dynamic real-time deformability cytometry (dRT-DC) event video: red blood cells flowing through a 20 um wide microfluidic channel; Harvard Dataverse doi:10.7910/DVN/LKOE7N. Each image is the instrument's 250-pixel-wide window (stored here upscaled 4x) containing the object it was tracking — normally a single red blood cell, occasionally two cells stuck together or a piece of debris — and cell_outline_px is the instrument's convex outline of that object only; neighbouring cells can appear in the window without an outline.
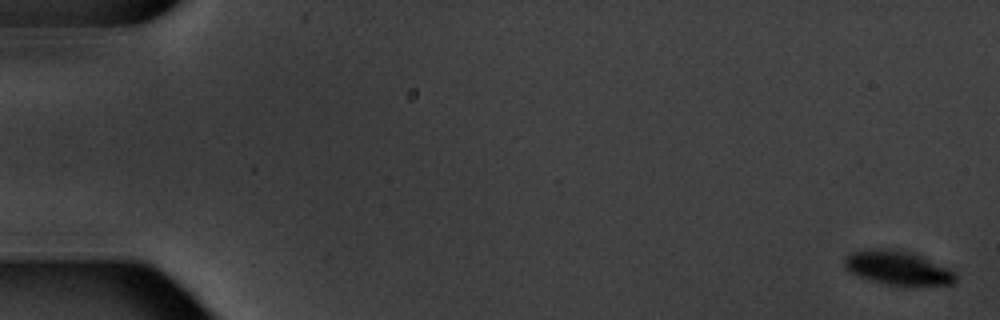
{"species": "common noctule bat (a hibernating species)", "species_latin": "Nyctalus noctula", "temperature_condition": "warm", "stored_images_in_passage": 7, "camera_frame_rate_fps": 3000, "um_per_image_px": 0.085, "animal": {"sex": "male", "body_mass_g": 20.1, "forearm_length_mm": 53.5}, "frame": {"image": 1, "passage_image": 1, "time_ms": 0.0, "image_size_px": [1000, 320], "cell_outline_px": [[956, 280], [952, 284], [888, 284], [872, 280], [860, 276], [844, 268], [844, 260], [852, 252], [868, 248], [892, 248], [912, 252], [956, 272]], "centroid_in_image_um": [76.29, 22.73], "position_along_channel_um": 8.7, "area_um2": 21.5}}
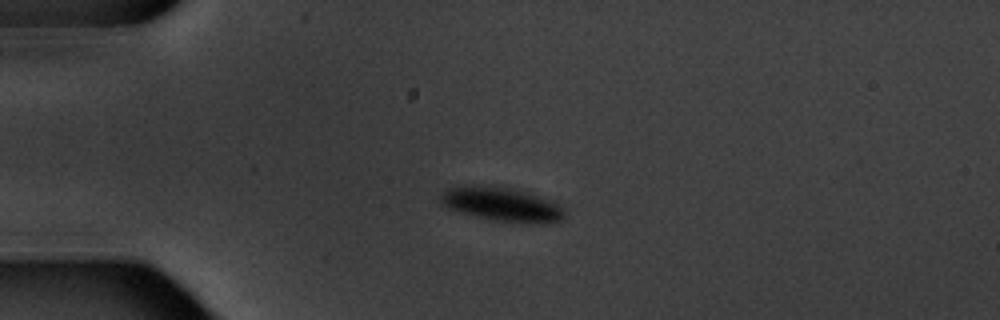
{"frame": {"image": 2, "passage_image": 5, "time_ms": 4.667, "image_size_px": [1000, 320], "cell_outline_px": [[564, 216], [560, 220], [540, 224], [520, 224], [492, 220], [460, 212], [448, 208], [440, 204], [440, 196], [448, 188], [464, 184], [492, 184], [516, 188], [552, 200], [564, 208]], "centroid_in_image_um": [42.65, 17.34], "position_along_channel_um": 42.4, "area_um2": 25.49}}
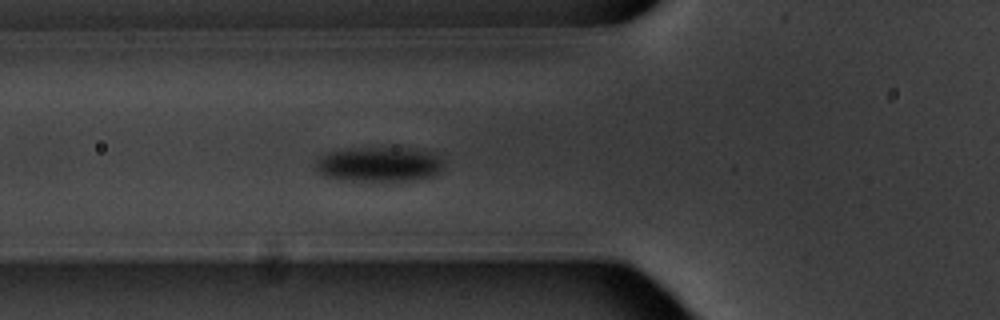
{"frame": {"image": 3, "passage_image": 7, "time_ms": 7.0, "image_size_px": [1000, 320], "cell_outline_px": [[444, 168], [436, 176], [416, 180], [336, 180], [324, 176], [316, 168], [316, 160], [320, 156], [328, 152], [356, 148], [404, 148], [428, 152], [444, 160]], "centroid_in_image_um": [32.24, 13.98], "position_along_channel_um": 93.6, "area_um2": 25.89}}